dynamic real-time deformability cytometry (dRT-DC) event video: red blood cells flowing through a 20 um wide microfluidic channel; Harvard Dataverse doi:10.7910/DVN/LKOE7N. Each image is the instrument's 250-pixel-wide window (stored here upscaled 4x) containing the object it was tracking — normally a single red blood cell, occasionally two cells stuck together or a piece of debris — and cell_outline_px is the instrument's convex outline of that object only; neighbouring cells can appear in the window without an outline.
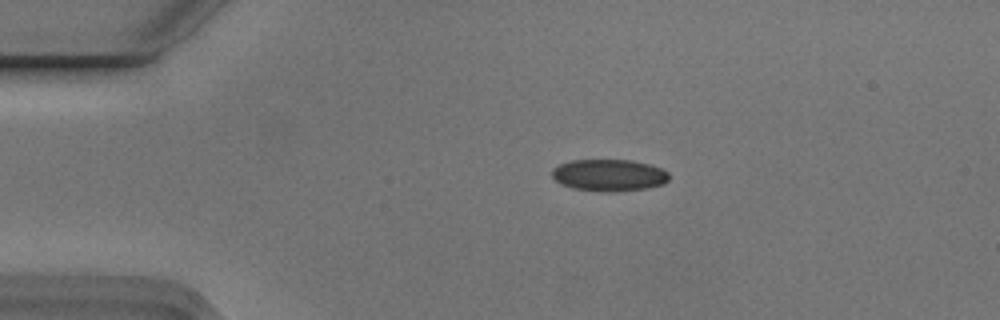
{"species": "Egyptian fruit bat (a non-hibernating species)", "species_latin": "Rousettus aegyptiacus", "temperature_condition": "cold", "stored_images_in_passage": 2, "camera_frame_rate_fps": 3000, "um_per_image_px": 0.085, "animal": {"sex": "male"}, "frame": {"image": 1, "passage_image": 1, "time_ms": 0.0, "image_size_px": [1000, 320], "cell_outline_px": [[668, 180], [664, 184], [648, 188], [612, 192], [600, 192], [572, 188], [560, 184], [552, 176], [552, 168], [560, 164], [572, 160], [632, 160], [648, 164], [660, 168], [668, 172]], "centroid_in_image_um": [51.75, 14.9], "position_along_channel_um": 33.2, "area_um2": 21.85}}